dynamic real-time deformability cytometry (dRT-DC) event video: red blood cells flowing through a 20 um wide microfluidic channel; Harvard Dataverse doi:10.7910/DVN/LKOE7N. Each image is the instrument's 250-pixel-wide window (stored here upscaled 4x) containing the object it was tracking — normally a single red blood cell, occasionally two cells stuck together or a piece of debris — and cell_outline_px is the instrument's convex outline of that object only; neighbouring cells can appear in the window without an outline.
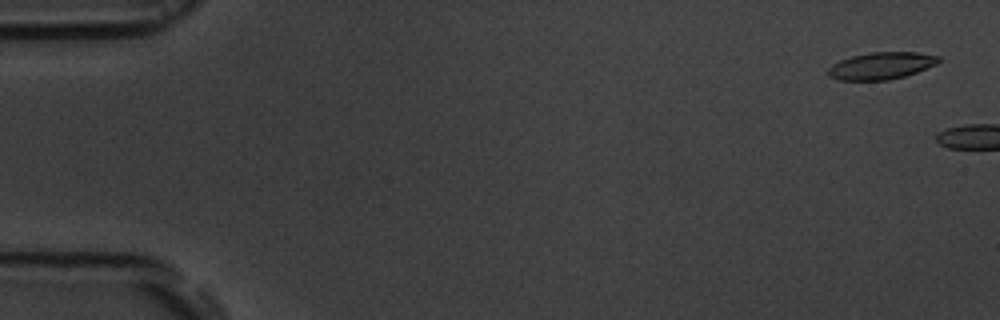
{"species": "common noctule bat (a hibernating species)", "species_latin": "Nyctalus noctula", "temperature_condition": "room temperature", "stored_images_in_passage": 2, "camera_frame_rate_fps": 3000, "um_per_image_px": 0.085, "animal": {"sex": "male", "body_mass_g": 19.5, "forearm_length_mm": 54.6}, "frame": {"image": 1, "passage_image": 1, "time_ms": 0.0, "image_size_px": [1000, 320], "cell_outline_px": [[940, 60], [936, 64], [916, 72], [904, 76], [888, 80], [840, 80], [828, 76], [828, 68], [832, 64], [840, 60], [852, 56], [872, 52], [916, 52], [940, 56]], "centroid_in_image_um": [74.89, 5.58], "position_along_channel_um": 10.1, "area_um2": 17.34}}